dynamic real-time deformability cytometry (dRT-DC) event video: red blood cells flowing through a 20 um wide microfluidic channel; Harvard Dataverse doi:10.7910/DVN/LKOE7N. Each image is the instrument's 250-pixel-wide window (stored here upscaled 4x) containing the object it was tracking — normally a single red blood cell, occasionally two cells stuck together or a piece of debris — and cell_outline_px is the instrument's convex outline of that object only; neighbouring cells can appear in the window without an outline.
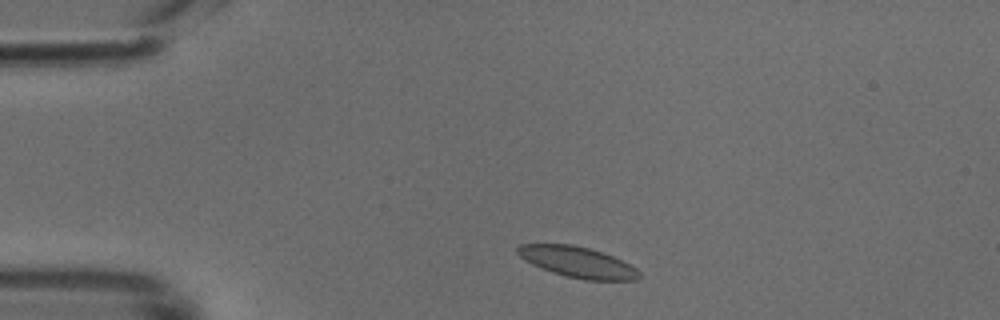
{"species": "common noctule bat (a hibernating species)", "species_latin": "Nyctalus noctula", "temperature_condition": "cold", "stored_images_in_passage": 5, "camera_frame_rate_fps": 3000, "um_per_image_px": 0.085, "animal": {"sex": "male", "body_mass_g": 18.8}, "frame": {"image": 1, "passage_image": 1, "time_ms": 0.0, "image_size_px": [1000, 320], "cell_outline_px": [[640, 276], [636, 280], [584, 280], [564, 276], [552, 272], [532, 264], [524, 260], [516, 252], [516, 248], [520, 244], [572, 244], [588, 248], [612, 256], [636, 268], [640, 272]], "centroid_in_image_um": [49.06, 22.28], "position_along_channel_um": 35.9, "area_um2": 21.68}}